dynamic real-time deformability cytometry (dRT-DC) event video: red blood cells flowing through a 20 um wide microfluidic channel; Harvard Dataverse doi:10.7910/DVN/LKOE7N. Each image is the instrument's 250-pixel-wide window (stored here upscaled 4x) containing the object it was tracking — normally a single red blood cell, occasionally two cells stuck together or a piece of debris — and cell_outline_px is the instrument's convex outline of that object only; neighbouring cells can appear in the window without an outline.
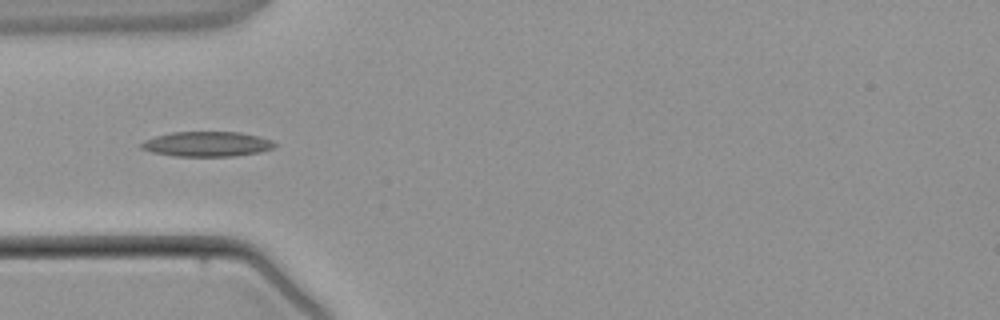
{"species": "common noctule bat (a hibernating species)", "species_latin": "Nyctalus noctula", "temperature_condition": "warm", "stored_images_in_passage": 4, "camera_frame_rate_fps": 3000, "um_per_image_px": 0.085, "animal": {"sex": "male", "body_mass_g": 21.5, "forearm_length_mm": 52.0}, "frame": {"image": 1, "passage_image": 3, "time_ms": 2.333, "image_size_px": [1000, 320], "cell_outline_px": [[276, 148], [260, 152], [236, 156], [172, 156], [152, 152], [140, 148], [140, 144], [144, 140], [156, 136], [172, 132], [240, 132], [272, 140], [276, 144]], "centroid_in_image_um": [17.6, 12.25], "position_along_channel_um": 67.4, "area_um2": 19.48}}
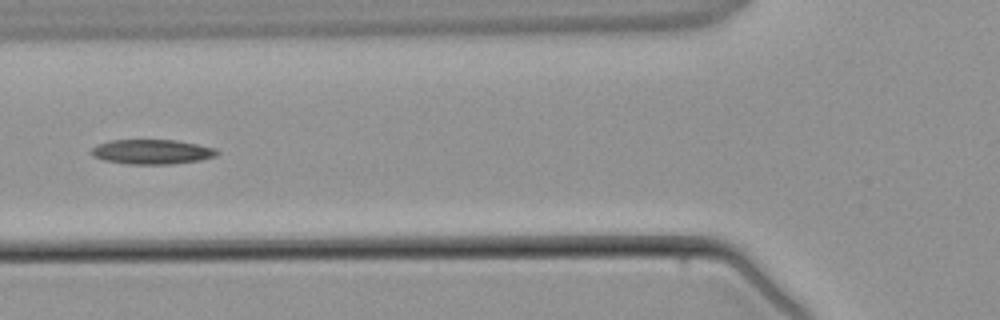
{"frame": {"image": 2, "passage_image": 4, "time_ms": 3.333, "image_size_px": [1000, 320], "cell_outline_px": [[220, 152], [216, 156], [200, 160], [172, 164], [128, 164], [104, 160], [92, 156], [92, 148], [100, 144], [112, 140], [176, 140], [216, 148]], "centroid_in_image_um": [12.95, 12.91], "position_along_channel_um": 112.8, "area_um2": 17.98}}